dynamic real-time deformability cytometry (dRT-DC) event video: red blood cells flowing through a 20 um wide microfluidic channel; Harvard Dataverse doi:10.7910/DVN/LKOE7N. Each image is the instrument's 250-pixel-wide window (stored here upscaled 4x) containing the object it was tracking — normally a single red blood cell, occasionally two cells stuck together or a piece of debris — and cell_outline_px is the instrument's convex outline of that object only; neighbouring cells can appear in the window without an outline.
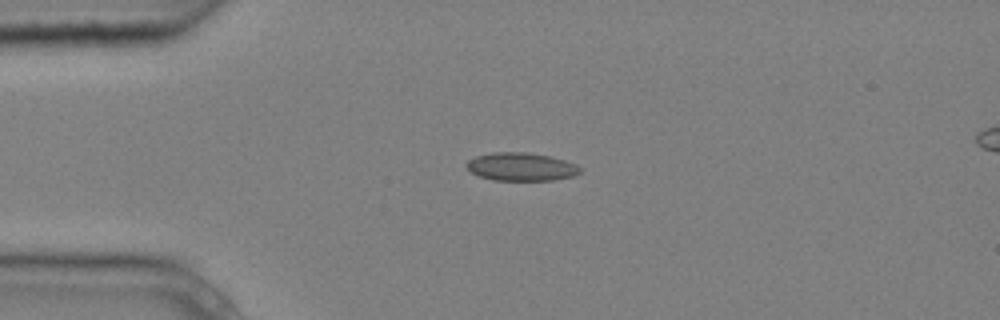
{"species": "common noctule bat (a hibernating species)", "species_latin": "Nyctalus noctula", "temperature_condition": "cold", "stored_images_in_passage": 10, "camera_frame_rate_fps": 3000, "um_per_image_px": 0.085, "animal": {"sex": "male", "body_mass_g": 20.4}, "frame": {"image": 1, "passage_image": 4, "time_ms": 1.0, "image_size_px": [1000, 320], "cell_outline_px": [[580, 172], [572, 176], [552, 180], [492, 180], [480, 176], [472, 172], [464, 164], [468, 160], [476, 156], [492, 152], [524, 152], [548, 156], [564, 160], [576, 164], [580, 168]], "centroid_in_image_um": [44.26, 14.17], "position_along_channel_um": 40.7, "area_um2": 18.44}}
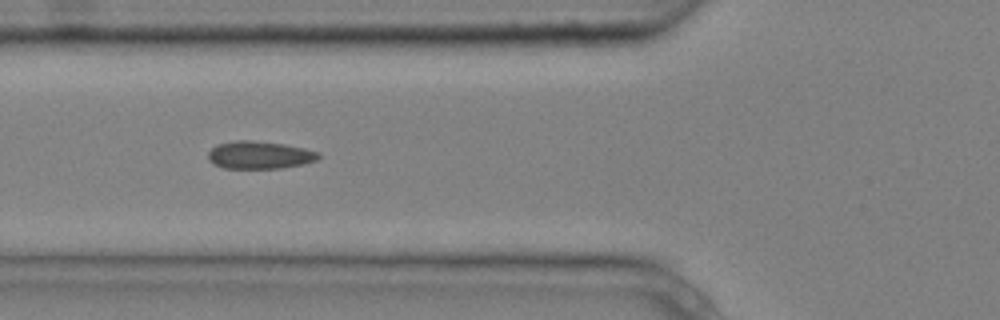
{"frame": {"image": 2, "passage_image": 6, "time_ms": 1.667, "image_size_px": [1000, 320], "cell_outline_px": [[320, 156], [316, 160], [304, 164], [280, 168], [224, 168], [212, 164], [208, 160], [208, 152], [216, 144], [236, 140], [252, 140], [284, 144], [304, 148], [320, 152]], "centroid_in_image_um": [22.04, 13.17], "position_along_channel_um": 103.8, "area_um2": 17.92}}
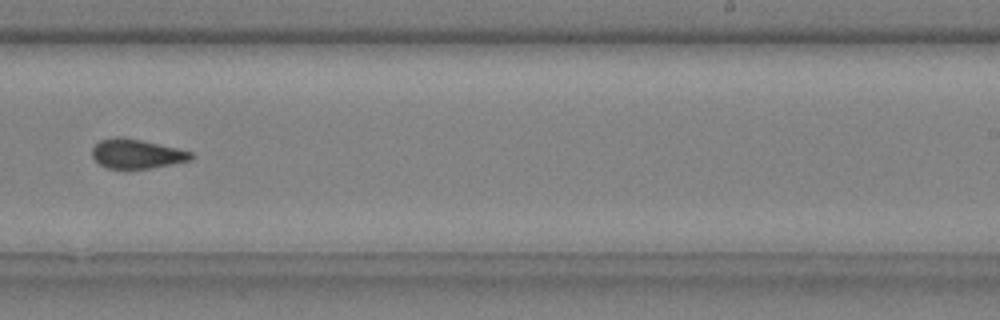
{"frame": {"image": 3, "passage_image": 10, "time_ms": 3.0, "image_size_px": [1000, 320], "cell_outline_px": [[196, 156], [192, 160], [152, 168], [108, 168], [100, 164], [92, 156], [92, 148], [100, 140], [116, 136], [124, 136], [176, 148], [192, 152]], "centroid_in_image_um": [11.64, 13.06], "position_along_channel_um": 277.4, "area_um2": 16.94}}